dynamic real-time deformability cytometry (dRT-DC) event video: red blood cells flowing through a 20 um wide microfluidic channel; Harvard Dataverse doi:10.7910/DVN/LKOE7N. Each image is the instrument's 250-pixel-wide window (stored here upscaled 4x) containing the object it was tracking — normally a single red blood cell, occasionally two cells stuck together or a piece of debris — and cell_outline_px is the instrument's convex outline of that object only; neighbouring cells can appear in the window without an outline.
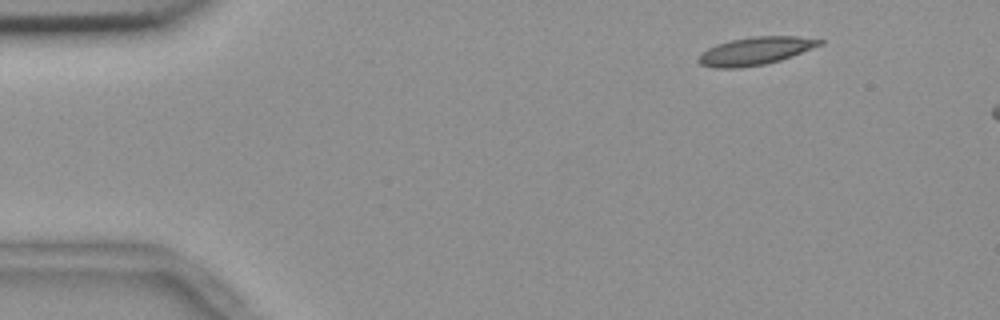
{"species": "common noctule bat (a hibernating species)", "species_latin": "Nyctalus noctula", "temperature_condition": "room temperature", "stored_images_in_passage": 6, "segment_of_instrument_passage": [2, 2], "camera_frame_rate_fps": 3000, "um_per_image_px": 0.085, "animal": {"sex": "female", "body_mass_g": 18.4}, "frame": {"image": 1, "passage_image": 6, "time_ms": 1.667, "image_size_px": [1000, 320], "cell_outline_px": [[824, 44], [792, 56], [780, 60], [764, 64], [740, 68], [712, 68], [700, 64], [696, 60], [700, 52], [716, 44], [732, 40], [752, 36], [796, 36], [824, 40]], "centroid_in_image_um": [64.18, 4.33], "position_along_channel_um": 20.8, "area_um2": 19.83}}